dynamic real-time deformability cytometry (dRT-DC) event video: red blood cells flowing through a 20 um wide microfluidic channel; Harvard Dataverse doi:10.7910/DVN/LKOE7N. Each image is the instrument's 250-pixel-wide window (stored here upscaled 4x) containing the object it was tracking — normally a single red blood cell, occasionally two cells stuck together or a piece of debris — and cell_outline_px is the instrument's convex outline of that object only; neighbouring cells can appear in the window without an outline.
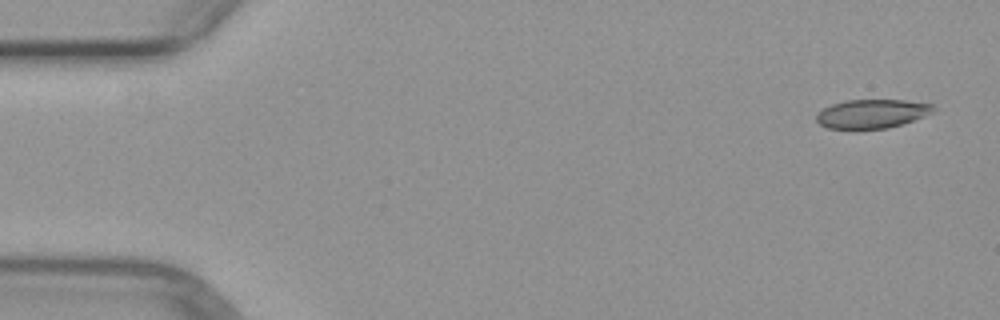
{"species": "common noctule bat (a hibernating species)", "species_latin": "Nyctalus noctula", "temperature_condition": "warm", "stored_images_in_passage": 5, "camera_frame_rate_fps": 3000, "um_per_image_px": 0.085, "animal": {"sex": "female", "body_mass_g": 29.2, "forearm_length_mm": 56.3}, "frame": {"image": 1, "passage_image": 1, "time_ms": 0.0, "image_size_px": [1000, 320], "cell_outline_px": [[936, 108], [932, 112], [924, 116], [888, 128], [828, 128], [820, 124], [816, 120], [816, 116], [824, 108], [832, 104], [848, 100], [904, 100], [932, 104]], "centroid_in_image_um": [74.12, 9.65], "position_along_channel_um": 10.9, "area_um2": 19.25}}
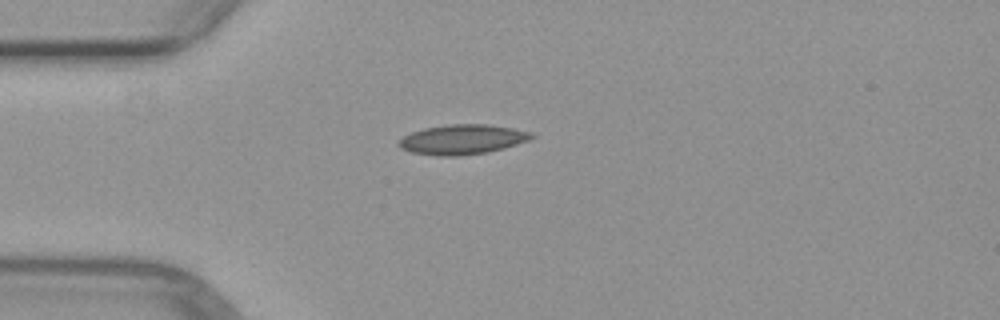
{"frame": {"image": 2, "passage_image": 4, "time_ms": 3.667, "image_size_px": [1000, 320], "cell_outline_px": [[536, 136], [528, 140], [504, 148], [488, 152], [456, 156], [440, 156], [412, 152], [400, 148], [396, 144], [404, 136], [412, 132], [424, 128], [448, 124], [488, 124], [512, 128], [532, 132]], "centroid_in_image_um": [39.3, 11.85], "position_along_channel_um": 45.7, "area_um2": 23.0}}